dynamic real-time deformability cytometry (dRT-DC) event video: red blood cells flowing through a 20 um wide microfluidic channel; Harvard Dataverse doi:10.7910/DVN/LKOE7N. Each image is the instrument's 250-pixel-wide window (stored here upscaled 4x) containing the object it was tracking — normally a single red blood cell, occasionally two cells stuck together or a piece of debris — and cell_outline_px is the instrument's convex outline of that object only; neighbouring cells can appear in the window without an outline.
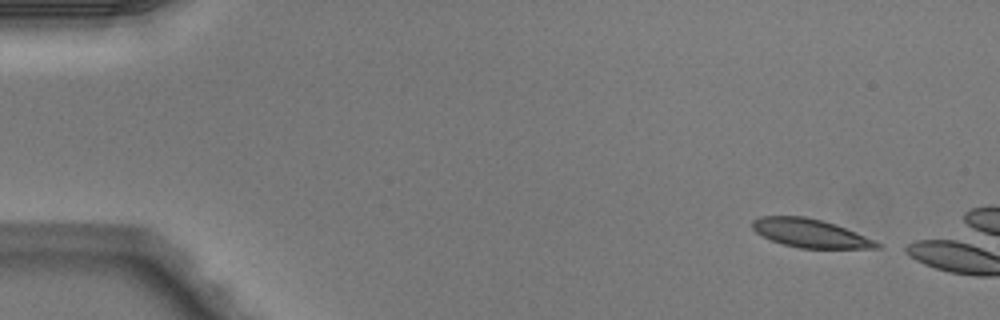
{"species": "Egyptian fruit bat (a non-hibernating species)", "species_latin": "Rousettus aegyptiacus", "temperature_condition": "warm", "stored_images_in_passage": 3, "camera_frame_rate_fps": 3000, "um_per_image_px": 0.085, "animal": {"sex": "male"}, "frame": {"image": 1, "passage_image": 1, "time_ms": 0.0, "image_size_px": [1000, 320], "cell_outline_px": [[884, 244], [880, 248], [800, 248], [784, 244], [772, 240], [756, 232], [752, 228], [752, 220], [760, 216], [804, 216], [836, 224]], "centroid_in_image_um": [68.88, 19.82], "position_along_channel_um": 16.1, "area_um2": 20.52}}